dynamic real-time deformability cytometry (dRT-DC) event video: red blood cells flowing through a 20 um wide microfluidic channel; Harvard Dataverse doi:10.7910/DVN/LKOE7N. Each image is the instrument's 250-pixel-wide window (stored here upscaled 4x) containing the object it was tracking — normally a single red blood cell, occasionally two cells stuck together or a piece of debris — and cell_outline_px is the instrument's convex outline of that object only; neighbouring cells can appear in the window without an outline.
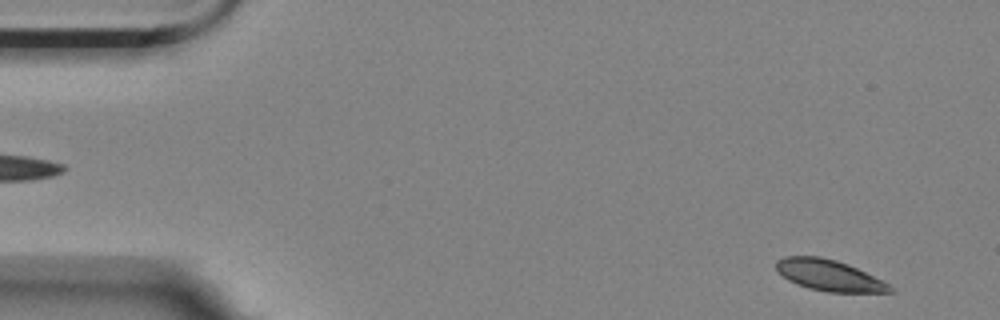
{"species": "Egyptian fruit bat (a non-hibernating species)", "species_latin": "Rousettus aegyptiacus", "temperature_condition": "room temperature", "stored_images_in_passage": 55, "camera_frame_rate_fps": 3000, "um_per_image_px": 0.085, "animal": {"sex": "female"}, "frame": {"image": 1, "passage_image": 2, "time_ms": 0.333, "image_size_px": [1000, 320], "cell_outline_px": [[896, 292], [828, 292], [808, 288], [796, 284], [788, 280], [776, 272], [776, 260], [784, 256], [820, 256], [836, 260], [848, 264], [884, 280], [896, 288]], "centroid_in_image_um": [70.5, 23.4], "position_along_channel_um": 14.5, "area_um2": 20.98}}
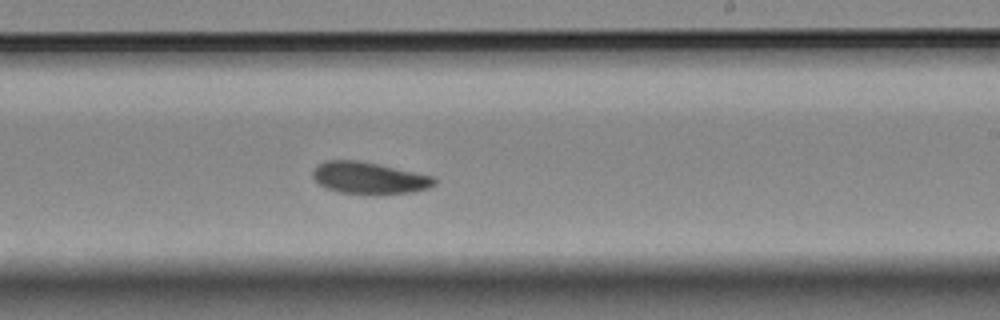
{"frame": {"image": 2, "passage_image": 32, "time_ms": 10.333, "image_size_px": [1000, 320], "cell_outline_px": [[436, 184], [428, 188], [412, 192], [340, 192], [324, 188], [312, 176], [312, 172], [316, 164], [324, 160], [356, 160], [376, 164], [432, 176], [436, 180]], "centroid_in_image_um": [31.3, 15.09], "position_along_channel_um": 257.7, "area_um2": 21.79}}
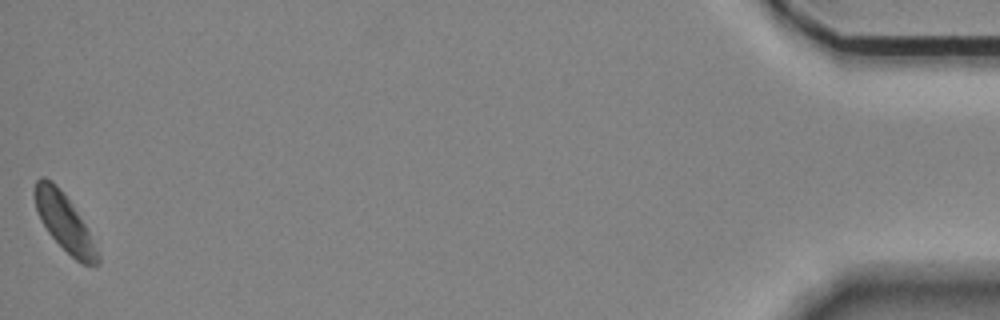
{"frame": {"image": 3, "passage_image": 55, "time_ms": 18.0, "image_size_px": [1000, 320], "cell_outline_px": [[100, 264], [84, 264], [76, 260], [48, 232], [36, 208], [32, 192], [36, 180], [40, 176], [44, 176], [52, 180], [60, 188], [84, 224], [100, 252]], "centroid_in_image_um": [5.45, 18.86], "position_along_channel_um": 429.7, "area_um2": 20.52}, "authors_computed_cell_mechanics": {"area_um2": 22.1374, "velocity_mm_per_s": 3.4643, "shape_relaxation_time_tau1_ms": 4.7976, "shape_relaxation_time_tau2_ms": null, "deformation_change_tau1": 0.1113, "deformation_change_tau2": null}}